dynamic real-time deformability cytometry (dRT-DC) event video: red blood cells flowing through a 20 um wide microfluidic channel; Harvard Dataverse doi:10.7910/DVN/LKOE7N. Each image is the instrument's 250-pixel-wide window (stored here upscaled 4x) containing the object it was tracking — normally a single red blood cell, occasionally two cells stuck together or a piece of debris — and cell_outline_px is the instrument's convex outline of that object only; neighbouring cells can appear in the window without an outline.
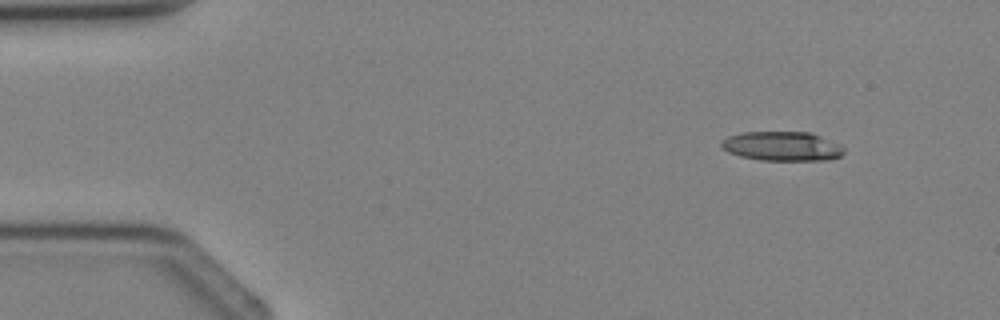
{"species": "Egyptian fruit bat (a non-hibernating species)", "species_latin": "Rousettus aegyptiacus", "temperature_condition": "cold", "stored_images_in_passage": 4, "segment_of_instrument_passage": [1, 2], "camera_frame_rate_fps": 3000, "um_per_image_px": 0.085, "animal": {"sex": "female"}, "frame": {"image": 1, "passage_image": 1, "time_ms": 0.0, "image_size_px": [1000, 320], "cell_outline_px": [[844, 152], [840, 156], [828, 160], [760, 160], [740, 156], [728, 152], [720, 148], [720, 140], [728, 136], [744, 132], [812, 132], [844, 148]], "centroid_in_image_um": [66.41, 12.43], "position_along_channel_um": 18.6, "area_um2": 20.92}}
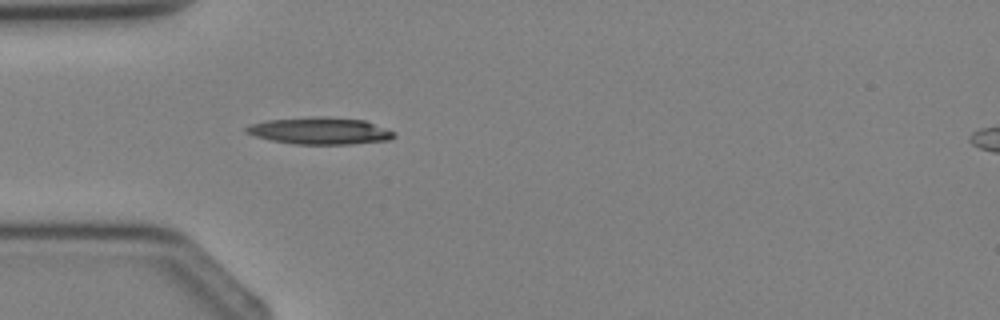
{"frame": {"image": 2, "passage_image": 3, "time_ms": 2.333, "image_size_px": [1000, 320], "cell_outline_px": [[396, 136], [388, 140], [348, 144], [292, 144], [272, 140], [256, 136], [244, 132], [244, 128], [252, 124], [268, 120], [320, 116], [364, 120], [396, 132]], "centroid_in_image_um": [27.2, 11.12], "position_along_channel_um": 57.8, "area_um2": 23.0}}